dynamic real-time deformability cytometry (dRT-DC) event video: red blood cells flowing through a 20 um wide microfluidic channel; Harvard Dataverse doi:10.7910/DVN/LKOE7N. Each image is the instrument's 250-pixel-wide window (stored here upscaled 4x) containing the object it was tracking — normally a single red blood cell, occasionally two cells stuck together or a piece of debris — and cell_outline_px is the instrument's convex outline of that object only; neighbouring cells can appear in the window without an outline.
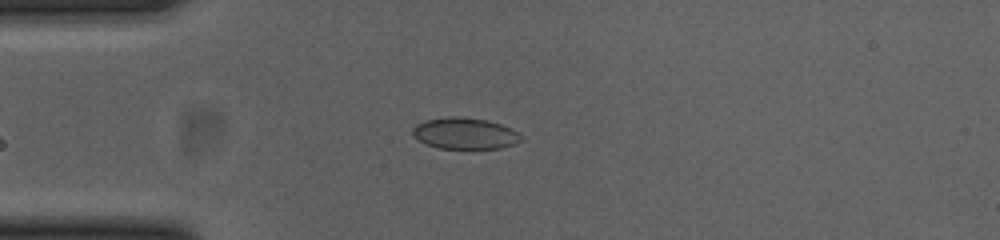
{"species": "common noctule bat (a hibernating species)", "species_latin": "Nyctalus noctula", "temperature_condition": "cold", "stored_images_in_passage": 29, "camera_frame_rate_fps": 3000, "um_per_image_px": 0.085, "animal": {"sex": "female", "body_mass_g": 23.0, "forearm_length_mm": 53.4}, "frame": {"image": 1, "passage_image": 1, "time_ms": 0.0, "image_size_px": [1000, 240], "cell_outline_px": [[520, 140], [512, 144], [500, 148], [440, 148], [424, 144], [412, 136], [412, 128], [416, 124], [424, 120], [452, 116], [460, 116], [488, 120], [500, 124], [516, 132], [520, 136]], "centroid_in_image_um": [39.42, 11.33], "position_along_channel_um": 45.6, "area_um2": 19.65}}
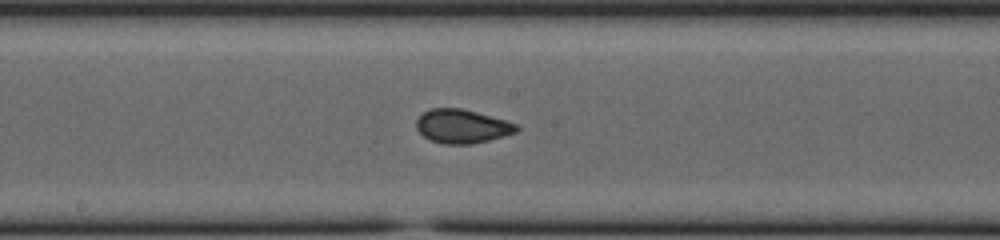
{"frame": {"image": 2, "passage_image": 15, "time_ms": 4.667, "image_size_px": [1000, 240], "cell_outline_px": [[520, 128], [516, 132], [504, 136], [472, 144], [444, 144], [428, 140], [416, 128], [416, 120], [424, 112], [432, 108], [460, 108], [476, 112], [504, 120], [516, 124]], "centroid_in_image_um": [39.25, 10.74], "position_along_channel_um": 208.9, "area_um2": 19.59}}
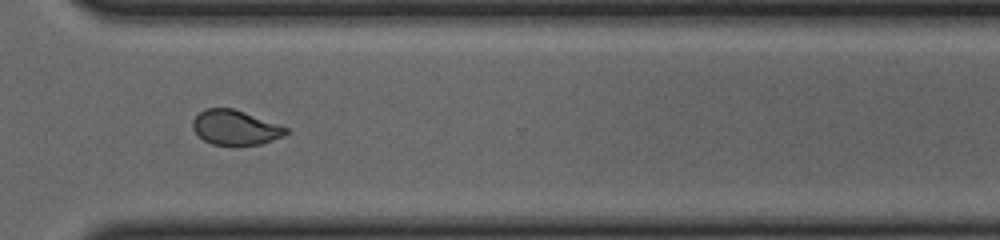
{"frame": {"image": 3, "passage_image": 26, "time_ms": 8.333, "image_size_px": [1000, 240], "cell_outline_px": [[288, 132], [284, 136], [260, 144], [212, 144], [204, 140], [192, 128], [192, 120], [204, 108], [232, 108], [244, 112], [288, 128]], "centroid_in_image_um": [19.98, 10.83], "position_along_channel_um": 350.6, "area_um2": 18.5}, "authors_computed_cell_mechanics": {"area_um2": 19.652, "velocity_mm_per_s": 3.8604, "shape_relaxation_time_tau1_ms": 2.7414, "shape_relaxation_time_tau2_ms": 1.1654, "deformation_change_tau1": 0.0879, "deformation_change_tau2": 0.0425}}